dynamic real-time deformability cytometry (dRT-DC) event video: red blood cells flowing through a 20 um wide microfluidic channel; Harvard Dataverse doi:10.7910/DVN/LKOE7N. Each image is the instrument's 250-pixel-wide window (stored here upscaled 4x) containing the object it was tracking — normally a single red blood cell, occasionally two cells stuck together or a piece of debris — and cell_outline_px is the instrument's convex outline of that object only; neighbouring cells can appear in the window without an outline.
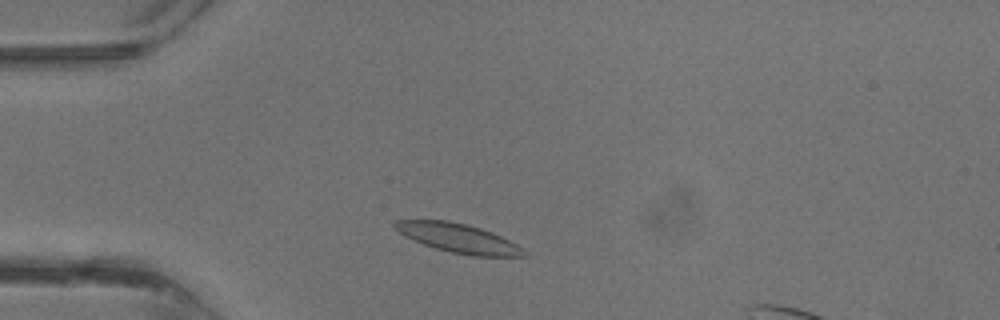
{"species": "common noctule bat (a hibernating species)", "species_latin": "Nyctalus noctula", "temperature_condition": "warm", "stored_images_in_passage": 33, "camera_frame_rate_fps": 3000, "um_per_image_px": 0.085, "animal": {"sex": "male", "body_mass_g": 13.3}, "frame": {"image": 1, "passage_image": 4, "time_ms": 1.0, "image_size_px": [1000, 320], "cell_outline_px": [[528, 252], [524, 256], [472, 256], [452, 252], [436, 248], [424, 244], [404, 236], [392, 224], [396, 220], [448, 220], [480, 228], [492, 232], [524, 248]], "centroid_in_image_um": [38.97, 20.24], "position_along_channel_um": 46.0, "area_um2": 21.56}}
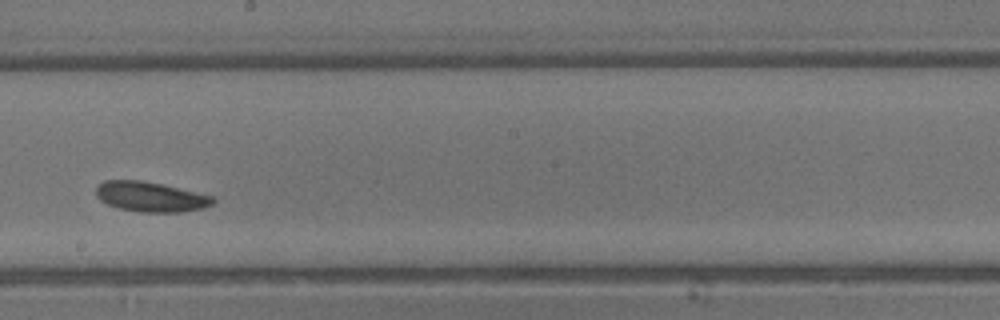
{"frame": {"image": 2, "passage_image": 16, "time_ms": 5.0, "image_size_px": [1000, 320], "cell_outline_px": [[216, 200], [212, 204], [204, 208], [180, 212], [140, 212], [120, 208], [108, 204], [100, 200], [96, 196], [96, 188], [104, 180], [140, 180], [160, 184], [216, 196]], "centroid_in_image_um": [12.83, 16.73], "position_along_channel_um": 235.4, "area_um2": 20.4}}
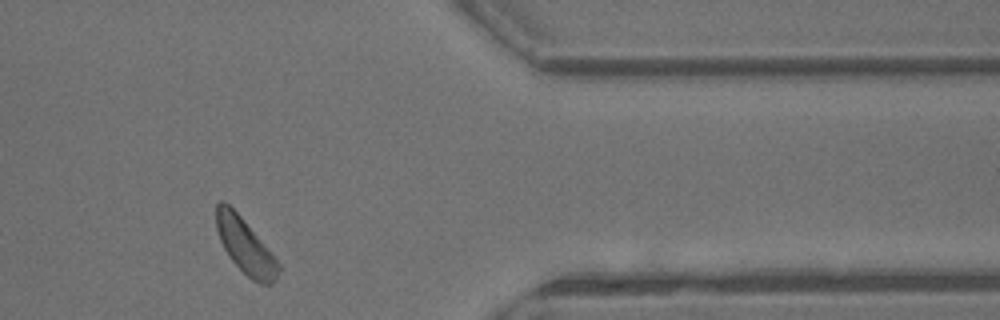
{"frame": {"image": 3, "passage_image": 26, "time_ms": 8.333, "image_size_px": [1000, 320], "cell_outline_px": [[280, 268], [276, 280], [272, 284], [260, 284], [252, 280], [232, 260], [224, 248], [220, 240], [216, 228], [216, 204], [220, 200], [224, 200], [240, 216], [280, 264]], "centroid_in_image_um": [20.83, 20.92], "position_along_channel_um": 390.6, "area_um2": 19.48}}